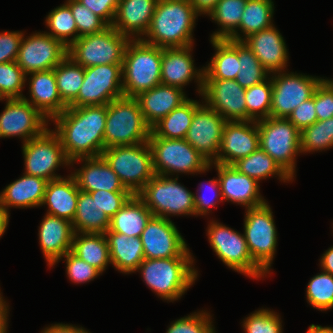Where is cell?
Instances as JSON below:
<instances>
[{
	"label": "cell",
	"mask_w": 333,
	"mask_h": 333,
	"mask_svg": "<svg viewBox=\"0 0 333 333\" xmlns=\"http://www.w3.org/2000/svg\"><path fill=\"white\" fill-rule=\"evenodd\" d=\"M107 105L67 107L54 117L55 133L67 158L99 157L104 150Z\"/></svg>",
	"instance_id": "obj_1"
},
{
	"label": "cell",
	"mask_w": 333,
	"mask_h": 333,
	"mask_svg": "<svg viewBox=\"0 0 333 333\" xmlns=\"http://www.w3.org/2000/svg\"><path fill=\"white\" fill-rule=\"evenodd\" d=\"M198 15L189 0H158L145 34L149 39L141 40L161 48L190 46Z\"/></svg>",
	"instance_id": "obj_2"
},
{
	"label": "cell",
	"mask_w": 333,
	"mask_h": 333,
	"mask_svg": "<svg viewBox=\"0 0 333 333\" xmlns=\"http://www.w3.org/2000/svg\"><path fill=\"white\" fill-rule=\"evenodd\" d=\"M162 48L141 39H131L125 49L122 64V89L125 97L161 84Z\"/></svg>",
	"instance_id": "obj_3"
},
{
	"label": "cell",
	"mask_w": 333,
	"mask_h": 333,
	"mask_svg": "<svg viewBox=\"0 0 333 333\" xmlns=\"http://www.w3.org/2000/svg\"><path fill=\"white\" fill-rule=\"evenodd\" d=\"M193 257L144 259L137 270L151 290L167 301L178 300L193 285L198 274Z\"/></svg>",
	"instance_id": "obj_4"
},
{
	"label": "cell",
	"mask_w": 333,
	"mask_h": 333,
	"mask_svg": "<svg viewBox=\"0 0 333 333\" xmlns=\"http://www.w3.org/2000/svg\"><path fill=\"white\" fill-rule=\"evenodd\" d=\"M150 133L136 98L123 96L107 104L104 149L148 142Z\"/></svg>",
	"instance_id": "obj_5"
},
{
	"label": "cell",
	"mask_w": 333,
	"mask_h": 333,
	"mask_svg": "<svg viewBox=\"0 0 333 333\" xmlns=\"http://www.w3.org/2000/svg\"><path fill=\"white\" fill-rule=\"evenodd\" d=\"M119 180L136 195L155 175L148 142L105 148L101 155Z\"/></svg>",
	"instance_id": "obj_6"
},
{
	"label": "cell",
	"mask_w": 333,
	"mask_h": 333,
	"mask_svg": "<svg viewBox=\"0 0 333 333\" xmlns=\"http://www.w3.org/2000/svg\"><path fill=\"white\" fill-rule=\"evenodd\" d=\"M165 175L155 174L136 194L152 212L153 216L195 215V200L190 190Z\"/></svg>",
	"instance_id": "obj_7"
},
{
	"label": "cell",
	"mask_w": 333,
	"mask_h": 333,
	"mask_svg": "<svg viewBox=\"0 0 333 333\" xmlns=\"http://www.w3.org/2000/svg\"><path fill=\"white\" fill-rule=\"evenodd\" d=\"M130 39L109 26L97 34L79 37L68 47V56L84 68L105 64H123Z\"/></svg>",
	"instance_id": "obj_8"
},
{
	"label": "cell",
	"mask_w": 333,
	"mask_h": 333,
	"mask_svg": "<svg viewBox=\"0 0 333 333\" xmlns=\"http://www.w3.org/2000/svg\"><path fill=\"white\" fill-rule=\"evenodd\" d=\"M148 143L152 151L153 170L157 175L202 173L211 167L207 159L185 139L149 137Z\"/></svg>",
	"instance_id": "obj_9"
},
{
	"label": "cell",
	"mask_w": 333,
	"mask_h": 333,
	"mask_svg": "<svg viewBox=\"0 0 333 333\" xmlns=\"http://www.w3.org/2000/svg\"><path fill=\"white\" fill-rule=\"evenodd\" d=\"M259 146L293 179L301 132L285 118L268 117L257 121Z\"/></svg>",
	"instance_id": "obj_10"
},
{
	"label": "cell",
	"mask_w": 333,
	"mask_h": 333,
	"mask_svg": "<svg viewBox=\"0 0 333 333\" xmlns=\"http://www.w3.org/2000/svg\"><path fill=\"white\" fill-rule=\"evenodd\" d=\"M244 236L253 261L267 274L270 272L277 245V231L268 203L247 209Z\"/></svg>",
	"instance_id": "obj_11"
},
{
	"label": "cell",
	"mask_w": 333,
	"mask_h": 333,
	"mask_svg": "<svg viewBox=\"0 0 333 333\" xmlns=\"http://www.w3.org/2000/svg\"><path fill=\"white\" fill-rule=\"evenodd\" d=\"M207 235L213 251L229 268L255 279L266 275L253 261L244 234L212 221Z\"/></svg>",
	"instance_id": "obj_12"
},
{
	"label": "cell",
	"mask_w": 333,
	"mask_h": 333,
	"mask_svg": "<svg viewBox=\"0 0 333 333\" xmlns=\"http://www.w3.org/2000/svg\"><path fill=\"white\" fill-rule=\"evenodd\" d=\"M122 64H105L85 68L77 98L68 107L107 105L124 96Z\"/></svg>",
	"instance_id": "obj_13"
},
{
	"label": "cell",
	"mask_w": 333,
	"mask_h": 333,
	"mask_svg": "<svg viewBox=\"0 0 333 333\" xmlns=\"http://www.w3.org/2000/svg\"><path fill=\"white\" fill-rule=\"evenodd\" d=\"M25 174L47 181L61 178L55 170L61 165H70L60 139L54 131L46 129L41 135L23 143Z\"/></svg>",
	"instance_id": "obj_14"
},
{
	"label": "cell",
	"mask_w": 333,
	"mask_h": 333,
	"mask_svg": "<svg viewBox=\"0 0 333 333\" xmlns=\"http://www.w3.org/2000/svg\"><path fill=\"white\" fill-rule=\"evenodd\" d=\"M272 76L270 117L287 119L291 112L304 101L313 97L316 88L324 80L297 73L276 72Z\"/></svg>",
	"instance_id": "obj_15"
},
{
	"label": "cell",
	"mask_w": 333,
	"mask_h": 333,
	"mask_svg": "<svg viewBox=\"0 0 333 333\" xmlns=\"http://www.w3.org/2000/svg\"><path fill=\"white\" fill-rule=\"evenodd\" d=\"M140 239L145 259L192 256L186 242L170 219L152 216Z\"/></svg>",
	"instance_id": "obj_16"
},
{
	"label": "cell",
	"mask_w": 333,
	"mask_h": 333,
	"mask_svg": "<svg viewBox=\"0 0 333 333\" xmlns=\"http://www.w3.org/2000/svg\"><path fill=\"white\" fill-rule=\"evenodd\" d=\"M68 56V48L47 33L22 37L17 65L28 74L54 69Z\"/></svg>",
	"instance_id": "obj_17"
},
{
	"label": "cell",
	"mask_w": 333,
	"mask_h": 333,
	"mask_svg": "<svg viewBox=\"0 0 333 333\" xmlns=\"http://www.w3.org/2000/svg\"><path fill=\"white\" fill-rule=\"evenodd\" d=\"M5 100L6 106L0 114L1 138L19 136L26 143L47 129L48 119L24 98Z\"/></svg>",
	"instance_id": "obj_18"
},
{
	"label": "cell",
	"mask_w": 333,
	"mask_h": 333,
	"mask_svg": "<svg viewBox=\"0 0 333 333\" xmlns=\"http://www.w3.org/2000/svg\"><path fill=\"white\" fill-rule=\"evenodd\" d=\"M226 122L214 109L201 104L194 113L185 140L209 163H213L218 157Z\"/></svg>",
	"instance_id": "obj_19"
},
{
	"label": "cell",
	"mask_w": 333,
	"mask_h": 333,
	"mask_svg": "<svg viewBox=\"0 0 333 333\" xmlns=\"http://www.w3.org/2000/svg\"><path fill=\"white\" fill-rule=\"evenodd\" d=\"M245 91L235 80L204 79L201 95L226 121H247Z\"/></svg>",
	"instance_id": "obj_20"
},
{
	"label": "cell",
	"mask_w": 333,
	"mask_h": 333,
	"mask_svg": "<svg viewBox=\"0 0 333 333\" xmlns=\"http://www.w3.org/2000/svg\"><path fill=\"white\" fill-rule=\"evenodd\" d=\"M259 147L257 121H227L223 129L218 157L213 163L233 165Z\"/></svg>",
	"instance_id": "obj_21"
},
{
	"label": "cell",
	"mask_w": 333,
	"mask_h": 333,
	"mask_svg": "<svg viewBox=\"0 0 333 333\" xmlns=\"http://www.w3.org/2000/svg\"><path fill=\"white\" fill-rule=\"evenodd\" d=\"M213 164L218 172L222 200L242 204L246 209L266 203L259 193L257 180L240 173L233 165L210 163Z\"/></svg>",
	"instance_id": "obj_22"
},
{
	"label": "cell",
	"mask_w": 333,
	"mask_h": 333,
	"mask_svg": "<svg viewBox=\"0 0 333 333\" xmlns=\"http://www.w3.org/2000/svg\"><path fill=\"white\" fill-rule=\"evenodd\" d=\"M192 45L186 47L162 48L161 84L183 89L193 78L197 80L198 93H202L204 69L196 70L190 51Z\"/></svg>",
	"instance_id": "obj_23"
},
{
	"label": "cell",
	"mask_w": 333,
	"mask_h": 333,
	"mask_svg": "<svg viewBox=\"0 0 333 333\" xmlns=\"http://www.w3.org/2000/svg\"><path fill=\"white\" fill-rule=\"evenodd\" d=\"M243 43L254 53L268 73L284 72L288 51L284 39L274 26L247 37Z\"/></svg>",
	"instance_id": "obj_24"
},
{
	"label": "cell",
	"mask_w": 333,
	"mask_h": 333,
	"mask_svg": "<svg viewBox=\"0 0 333 333\" xmlns=\"http://www.w3.org/2000/svg\"><path fill=\"white\" fill-rule=\"evenodd\" d=\"M72 222L46 214L39 227V242L49 266L55 265L71 251L74 237Z\"/></svg>",
	"instance_id": "obj_25"
},
{
	"label": "cell",
	"mask_w": 333,
	"mask_h": 333,
	"mask_svg": "<svg viewBox=\"0 0 333 333\" xmlns=\"http://www.w3.org/2000/svg\"><path fill=\"white\" fill-rule=\"evenodd\" d=\"M135 98L138 100L143 118L150 128L188 99L185 97L183 89L164 84L144 91Z\"/></svg>",
	"instance_id": "obj_26"
},
{
	"label": "cell",
	"mask_w": 333,
	"mask_h": 333,
	"mask_svg": "<svg viewBox=\"0 0 333 333\" xmlns=\"http://www.w3.org/2000/svg\"><path fill=\"white\" fill-rule=\"evenodd\" d=\"M85 161L84 166L72 175L74 176L80 191L89 193L97 190L111 192H130L119 180L117 174L111 169L102 156L77 158L71 161Z\"/></svg>",
	"instance_id": "obj_27"
},
{
	"label": "cell",
	"mask_w": 333,
	"mask_h": 333,
	"mask_svg": "<svg viewBox=\"0 0 333 333\" xmlns=\"http://www.w3.org/2000/svg\"><path fill=\"white\" fill-rule=\"evenodd\" d=\"M157 1L120 0L111 26L130 40L141 39L140 36L145 35L150 26Z\"/></svg>",
	"instance_id": "obj_28"
},
{
	"label": "cell",
	"mask_w": 333,
	"mask_h": 333,
	"mask_svg": "<svg viewBox=\"0 0 333 333\" xmlns=\"http://www.w3.org/2000/svg\"><path fill=\"white\" fill-rule=\"evenodd\" d=\"M29 91L31 103L45 118L53 119L68 106L61 100L58 92L54 69L30 73ZM49 117V118H48Z\"/></svg>",
	"instance_id": "obj_29"
},
{
	"label": "cell",
	"mask_w": 333,
	"mask_h": 333,
	"mask_svg": "<svg viewBox=\"0 0 333 333\" xmlns=\"http://www.w3.org/2000/svg\"><path fill=\"white\" fill-rule=\"evenodd\" d=\"M80 189L74 176L58 178L47 182L42 205L47 204L46 214L73 221Z\"/></svg>",
	"instance_id": "obj_30"
},
{
	"label": "cell",
	"mask_w": 333,
	"mask_h": 333,
	"mask_svg": "<svg viewBox=\"0 0 333 333\" xmlns=\"http://www.w3.org/2000/svg\"><path fill=\"white\" fill-rule=\"evenodd\" d=\"M47 180L28 175L12 182L0 194V204L7 210L8 207H35L42 206Z\"/></svg>",
	"instance_id": "obj_31"
},
{
	"label": "cell",
	"mask_w": 333,
	"mask_h": 333,
	"mask_svg": "<svg viewBox=\"0 0 333 333\" xmlns=\"http://www.w3.org/2000/svg\"><path fill=\"white\" fill-rule=\"evenodd\" d=\"M105 236L112 265L126 274L137 271L138 266L145 259L140 237H128L109 229L105 232Z\"/></svg>",
	"instance_id": "obj_32"
},
{
	"label": "cell",
	"mask_w": 333,
	"mask_h": 333,
	"mask_svg": "<svg viewBox=\"0 0 333 333\" xmlns=\"http://www.w3.org/2000/svg\"><path fill=\"white\" fill-rule=\"evenodd\" d=\"M153 216L144 202L132 195L122 208L110 219L109 230L128 237H140L148 221Z\"/></svg>",
	"instance_id": "obj_33"
},
{
	"label": "cell",
	"mask_w": 333,
	"mask_h": 333,
	"mask_svg": "<svg viewBox=\"0 0 333 333\" xmlns=\"http://www.w3.org/2000/svg\"><path fill=\"white\" fill-rule=\"evenodd\" d=\"M216 53L204 67V79L235 80L238 74V42L230 39L210 40Z\"/></svg>",
	"instance_id": "obj_34"
},
{
	"label": "cell",
	"mask_w": 333,
	"mask_h": 333,
	"mask_svg": "<svg viewBox=\"0 0 333 333\" xmlns=\"http://www.w3.org/2000/svg\"><path fill=\"white\" fill-rule=\"evenodd\" d=\"M199 102L187 99L151 128L149 137L185 139Z\"/></svg>",
	"instance_id": "obj_35"
},
{
	"label": "cell",
	"mask_w": 333,
	"mask_h": 333,
	"mask_svg": "<svg viewBox=\"0 0 333 333\" xmlns=\"http://www.w3.org/2000/svg\"><path fill=\"white\" fill-rule=\"evenodd\" d=\"M79 234H81L79 236ZM71 252L102 273L111 264L108 241L105 234L75 233Z\"/></svg>",
	"instance_id": "obj_36"
},
{
	"label": "cell",
	"mask_w": 333,
	"mask_h": 333,
	"mask_svg": "<svg viewBox=\"0 0 333 333\" xmlns=\"http://www.w3.org/2000/svg\"><path fill=\"white\" fill-rule=\"evenodd\" d=\"M72 225L75 233L105 234L110 227V219L89 193L79 191Z\"/></svg>",
	"instance_id": "obj_37"
},
{
	"label": "cell",
	"mask_w": 333,
	"mask_h": 333,
	"mask_svg": "<svg viewBox=\"0 0 333 333\" xmlns=\"http://www.w3.org/2000/svg\"><path fill=\"white\" fill-rule=\"evenodd\" d=\"M247 0H219L215 8L208 14L212 20L221 26L220 30L211 35V39H230L243 42V36L238 34L240 18Z\"/></svg>",
	"instance_id": "obj_38"
},
{
	"label": "cell",
	"mask_w": 333,
	"mask_h": 333,
	"mask_svg": "<svg viewBox=\"0 0 333 333\" xmlns=\"http://www.w3.org/2000/svg\"><path fill=\"white\" fill-rule=\"evenodd\" d=\"M233 166L244 175L257 181L270 177L279 176L284 182L292 178L280 167V165L260 147L249 156L235 162Z\"/></svg>",
	"instance_id": "obj_39"
},
{
	"label": "cell",
	"mask_w": 333,
	"mask_h": 333,
	"mask_svg": "<svg viewBox=\"0 0 333 333\" xmlns=\"http://www.w3.org/2000/svg\"><path fill=\"white\" fill-rule=\"evenodd\" d=\"M54 72L61 100L69 106L77 98L85 68L67 56L54 68Z\"/></svg>",
	"instance_id": "obj_40"
},
{
	"label": "cell",
	"mask_w": 333,
	"mask_h": 333,
	"mask_svg": "<svg viewBox=\"0 0 333 333\" xmlns=\"http://www.w3.org/2000/svg\"><path fill=\"white\" fill-rule=\"evenodd\" d=\"M273 11L272 0H247L237 28L245 36L243 41L250 35L273 26Z\"/></svg>",
	"instance_id": "obj_41"
},
{
	"label": "cell",
	"mask_w": 333,
	"mask_h": 333,
	"mask_svg": "<svg viewBox=\"0 0 333 333\" xmlns=\"http://www.w3.org/2000/svg\"><path fill=\"white\" fill-rule=\"evenodd\" d=\"M46 24L51 30L50 36L62 42L67 48L78 39L77 25L67 3L52 10L46 17ZM70 36V40L68 39Z\"/></svg>",
	"instance_id": "obj_42"
},
{
	"label": "cell",
	"mask_w": 333,
	"mask_h": 333,
	"mask_svg": "<svg viewBox=\"0 0 333 333\" xmlns=\"http://www.w3.org/2000/svg\"><path fill=\"white\" fill-rule=\"evenodd\" d=\"M269 79L271 77L246 88L247 121H259L270 117L272 81Z\"/></svg>",
	"instance_id": "obj_43"
},
{
	"label": "cell",
	"mask_w": 333,
	"mask_h": 333,
	"mask_svg": "<svg viewBox=\"0 0 333 333\" xmlns=\"http://www.w3.org/2000/svg\"><path fill=\"white\" fill-rule=\"evenodd\" d=\"M238 60L239 67L235 81L241 87L246 89L268 78V71L243 42H238Z\"/></svg>",
	"instance_id": "obj_44"
},
{
	"label": "cell",
	"mask_w": 333,
	"mask_h": 333,
	"mask_svg": "<svg viewBox=\"0 0 333 333\" xmlns=\"http://www.w3.org/2000/svg\"><path fill=\"white\" fill-rule=\"evenodd\" d=\"M330 147H333V117L327 120H317L301 131V153L325 150Z\"/></svg>",
	"instance_id": "obj_45"
},
{
	"label": "cell",
	"mask_w": 333,
	"mask_h": 333,
	"mask_svg": "<svg viewBox=\"0 0 333 333\" xmlns=\"http://www.w3.org/2000/svg\"><path fill=\"white\" fill-rule=\"evenodd\" d=\"M307 302L318 310L333 308V275L321 272L308 283L306 290Z\"/></svg>",
	"instance_id": "obj_46"
},
{
	"label": "cell",
	"mask_w": 333,
	"mask_h": 333,
	"mask_svg": "<svg viewBox=\"0 0 333 333\" xmlns=\"http://www.w3.org/2000/svg\"><path fill=\"white\" fill-rule=\"evenodd\" d=\"M27 81L25 72L16 61L0 63V97L2 99L23 98L22 88Z\"/></svg>",
	"instance_id": "obj_47"
},
{
	"label": "cell",
	"mask_w": 333,
	"mask_h": 333,
	"mask_svg": "<svg viewBox=\"0 0 333 333\" xmlns=\"http://www.w3.org/2000/svg\"><path fill=\"white\" fill-rule=\"evenodd\" d=\"M66 3L69 5L76 22L78 38L88 34H97L109 27L101 17L94 14L79 1L67 0Z\"/></svg>",
	"instance_id": "obj_48"
},
{
	"label": "cell",
	"mask_w": 333,
	"mask_h": 333,
	"mask_svg": "<svg viewBox=\"0 0 333 333\" xmlns=\"http://www.w3.org/2000/svg\"><path fill=\"white\" fill-rule=\"evenodd\" d=\"M246 333H282L279 315L267 309L255 311L243 321Z\"/></svg>",
	"instance_id": "obj_49"
},
{
	"label": "cell",
	"mask_w": 333,
	"mask_h": 333,
	"mask_svg": "<svg viewBox=\"0 0 333 333\" xmlns=\"http://www.w3.org/2000/svg\"><path fill=\"white\" fill-rule=\"evenodd\" d=\"M210 318L206 311L195 312L173 322L166 333H215Z\"/></svg>",
	"instance_id": "obj_50"
},
{
	"label": "cell",
	"mask_w": 333,
	"mask_h": 333,
	"mask_svg": "<svg viewBox=\"0 0 333 333\" xmlns=\"http://www.w3.org/2000/svg\"><path fill=\"white\" fill-rule=\"evenodd\" d=\"M63 257L66 258V271L68 278L72 282L85 283L101 274L95 267L77 257L71 251L67 252Z\"/></svg>",
	"instance_id": "obj_51"
},
{
	"label": "cell",
	"mask_w": 333,
	"mask_h": 333,
	"mask_svg": "<svg viewBox=\"0 0 333 333\" xmlns=\"http://www.w3.org/2000/svg\"><path fill=\"white\" fill-rule=\"evenodd\" d=\"M101 210L111 219L133 195L131 192H111L97 190L89 192Z\"/></svg>",
	"instance_id": "obj_52"
},
{
	"label": "cell",
	"mask_w": 333,
	"mask_h": 333,
	"mask_svg": "<svg viewBox=\"0 0 333 333\" xmlns=\"http://www.w3.org/2000/svg\"><path fill=\"white\" fill-rule=\"evenodd\" d=\"M315 111L318 120L333 117V86L325 79L315 90Z\"/></svg>",
	"instance_id": "obj_53"
},
{
	"label": "cell",
	"mask_w": 333,
	"mask_h": 333,
	"mask_svg": "<svg viewBox=\"0 0 333 333\" xmlns=\"http://www.w3.org/2000/svg\"><path fill=\"white\" fill-rule=\"evenodd\" d=\"M300 132L314 124L317 119L315 111V92L313 97L297 106L287 118Z\"/></svg>",
	"instance_id": "obj_54"
},
{
	"label": "cell",
	"mask_w": 333,
	"mask_h": 333,
	"mask_svg": "<svg viewBox=\"0 0 333 333\" xmlns=\"http://www.w3.org/2000/svg\"><path fill=\"white\" fill-rule=\"evenodd\" d=\"M23 35L21 31L0 33V63L16 61Z\"/></svg>",
	"instance_id": "obj_55"
},
{
	"label": "cell",
	"mask_w": 333,
	"mask_h": 333,
	"mask_svg": "<svg viewBox=\"0 0 333 333\" xmlns=\"http://www.w3.org/2000/svg\"><path fill=\"white\" fill-rule=\"evenodd\" d=\"M94 14L101 17L109 26L112 25L120 0H77Z\"/></svg>",
	"instance_id": "obj_56"
},
{
	"label": "cell",
	"mask_w": 333,
	"mask_h": 333,
	"mask_svg": "<svg viewBox=\"0 0 333 333\" xmlns=\"http://www.w3.org/2000/svg\"><path fill=\"white\" fill-rule=\"evenodd\" d=\"M209 186L211 187L212 191H215L213 197H220L221 199H219L221 202L222 200V192L220 189V183L218 178L217 179H212L209 180ZM200 186L203 188L204 185H202V183L200 184ZM201 188V189H202ZM203 190V189H202ZM206 195L204 194H198L197 196H194V200H195V215H206L209 213L210 208L214 207L216 205V202H220V201H214V198L212 197V200L209 201V199L205 198ZM214 201V202H213Z\"/></svg>",
	"instance_id": "obj_57"
},
{
	"label": "cell",
	"mask_w": 333,
	"mask_h": 333,
	"mask_svg": "<svg viewBox=\"0 0 333 333\" xmlns=\"http://www.w3.org/2000/svg\"><path fill=\"white\" fill-rule=\"evenodd\" d=\"M42 333H88L82 327H77L68 324H55L50 327H46Z\"/></svg>",
	"instance_id": "obj_58"
},
{
	"label": "cell",
	"mask_w": 333,
	"mask_h": 333,
	"mask_svg": "<svg viewBox=\"0 0 333 333\" xmlns=\"http://www.w3.org/2000/svg\"><path fill=\"white\" fill-rule=\"evenodd\" d=\"M219 0H189L198 14H209Z\"/></svg>",
	"instance_id": "obj_59"
},
{
	"label": "cell",
	"mask_w": 333,
	"mask_h": 333,
	"mask_svg": "<svg viewBox=\"0 0 333 333\" xmlns=\"http://www.w3.org/2000/svg\"><path fill=\"white\" fill-rule=\"evenodd\" d=\"M320 263L323 271L333 275V246L323 254Z\"/></svg>",
	"instance_id": "obj_60"
},
{
	"label": "cell",
	"mask_w": 333,
	"mask_h": 333,
	"mask_svg": "<svg viewBox=\"0 0 333 333\" xmlns=\"http://www.w3.org/2000/svg\"><path fill=\"white\" fill-rule=\"evenodd\" d=\"M6 301L3 300V297L0 294V333H7V317H8V305Z\"/></svg>",
	"instance_id": "obj_61"
},
{
	"label": "cell",
	"mask_w": 333,
	"mask_h": 333,
	"mask_svg": "<svg viewBox=\"0 0 333 333\" xmlns=\"http://www.w3.org/2000/svg\"><path fill=\"white\" fill-rule=\"evenodd\" d=\"M9 222V212L0 204V237L6 231Z\"/></svg>",
	"instance_id": "obj_62"
},
{
	"label": "cell",
	"mask_w": 333,
	"mask_h": 333,
	"mask_svg": "<svg viewBox=\"0 0 333 333\" xmlns=\"http://www.w3.org/2000/svg\"><path fill=\"white\" fill-rule=\"evenodd\" d=\"M307 333H333L332 327H322L320 325H310Z\"/></svg>",
	"instance_id": "obj_63"
},
{
	"label": "cell",
	"mask_w": 333,
	"mask_h": 333,
	"mask_svg": "<svg viewBox=\"0 0 333 333\" xmlns=\"http://www.w3.org/2000/svg\"><path fill=\"white\" fill-rule=\"evenodd\" d=\"M331 86H333V80L325 79Z\"/></svg>",
	"instance_id": "obj_64"
}]
</instances>
